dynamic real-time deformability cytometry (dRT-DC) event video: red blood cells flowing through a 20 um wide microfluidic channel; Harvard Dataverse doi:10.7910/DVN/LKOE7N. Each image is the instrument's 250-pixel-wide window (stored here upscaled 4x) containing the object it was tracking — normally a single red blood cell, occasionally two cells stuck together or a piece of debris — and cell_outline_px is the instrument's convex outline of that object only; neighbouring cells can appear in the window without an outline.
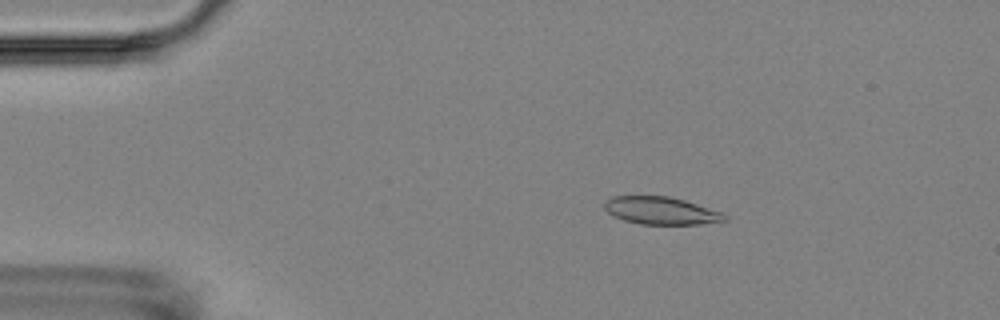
{"species": "Egyptian fruit bat (a non-hibernating species)", "species_latin": "Rousettus aegyptiacus", "temperature_condition": "room temperature", "stored_images_in_passage": 5, "camera_frame_rate_fps": 3000, "um_per_image_px": 0.085, "animal": {"sex": "female"}, "frame": {"image": 1, "passage_image": 3, "time_ms": 2.333, "image_size_px": [1000, 320], "cell_outline_px": [[728, 220], [700, 224], [640, 224], [624, 220], [608, 212], [604, 208], [604, 200], [612, 196], [668, 196], [684, 200], [720, 212], [728, 216]], "centroid_in_image_um": [56.16, 17.9], "position_along_channel_um": 28.8, "area_um2": 19.13}}
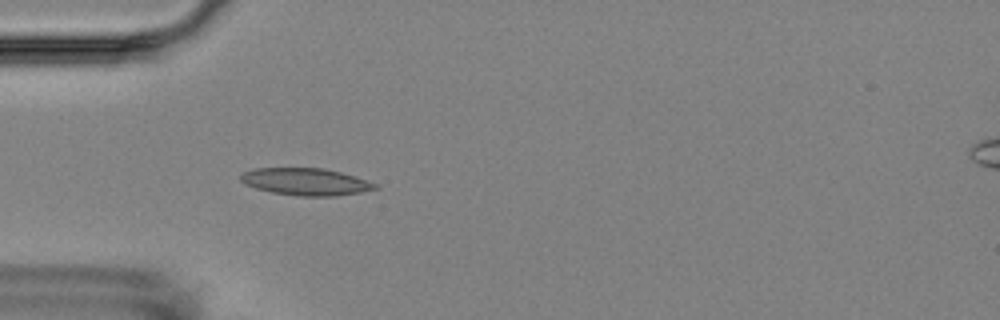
{"frame": {"image": 2, "passage_image": 5, "time_ms": 4.667, "image_size_px": [1000, 320], "cell_outline_px": [[380, 188], [360, 192], [336, 196], [296, 196], [272, 192], [256, 188], [244, 184], [240, 180], [240, 176], [244, 172], [256, 168], [320, 168], [340, 172], [376, 184]], "centroid_in_image_um": [25.95, 15.45], "position_along_channel_um": 59.0, "area_um2": 21.04}}